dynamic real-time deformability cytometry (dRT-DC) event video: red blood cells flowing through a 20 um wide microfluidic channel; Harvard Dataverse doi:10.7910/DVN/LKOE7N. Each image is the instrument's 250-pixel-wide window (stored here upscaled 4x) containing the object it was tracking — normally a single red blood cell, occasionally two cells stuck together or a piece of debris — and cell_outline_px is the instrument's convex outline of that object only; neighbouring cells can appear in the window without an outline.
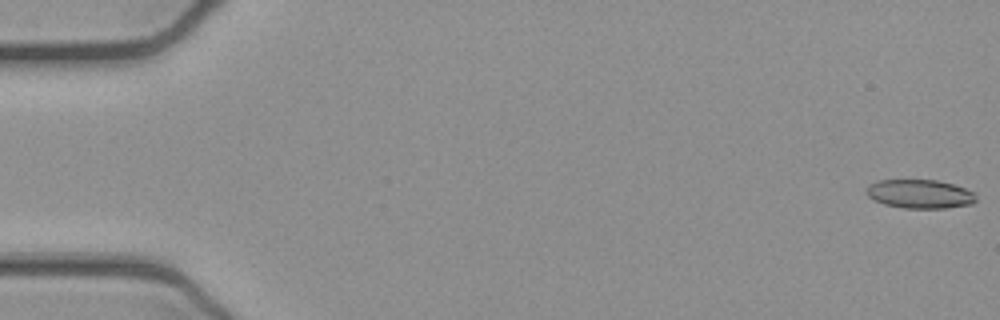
{"species": "common noctule bat (a hibernating species)", "species_latin": "Nyctalus noctula", "temperature_condition": "cold", "stored_images_in_passage": 53, "camera_frame_rate_fps": 3000, "um_per_image_px": 0.085, "animal": {"sex": "female", "body_mass_g": 21.9}, "frame": {"image": 1, "passage_image": 1, "time_ms": 0.0, "image_size_px": [1000, 320], "cell_outline_px": [[976, 200], [972, 204], [944, 208], [904, 208], [884, 204], [868, 196], [864, 192], [868, 184], [876, 180], [936, 180], [952, 184], [976, 192]], "centroid_in_image_um": [78.17, 16.48], "position_along_channel_um": 6.8, "area_um2": 18.5}}
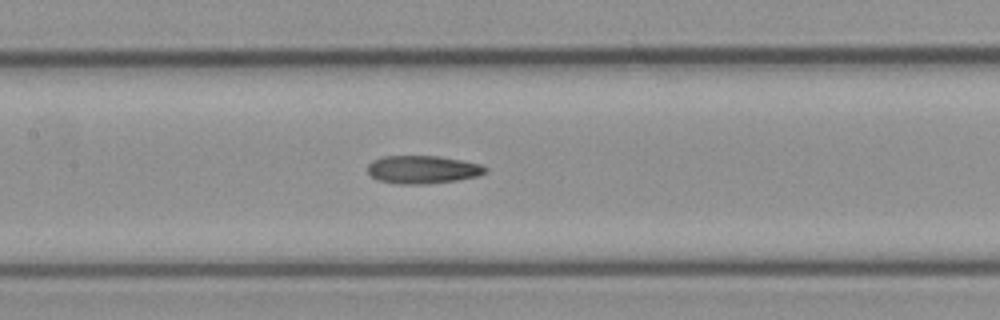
{"frame": {"image": 2, "passage_image": 25, "time_ms": 8.0, "image_size_px": [1000, 320], "cell_outline_px": [[488, 172], [480, 176], [456, 180], [428, 184], [396, 184], [376, 180], [368, 172], [368, 164], [372, 160], [380, 156], [440, 156], [480, 164], [488, 168]], "centroid_in_image_um": [35.92, 14.41], "position_along_channel_um": 171.5, "area_um2": 19.48}}
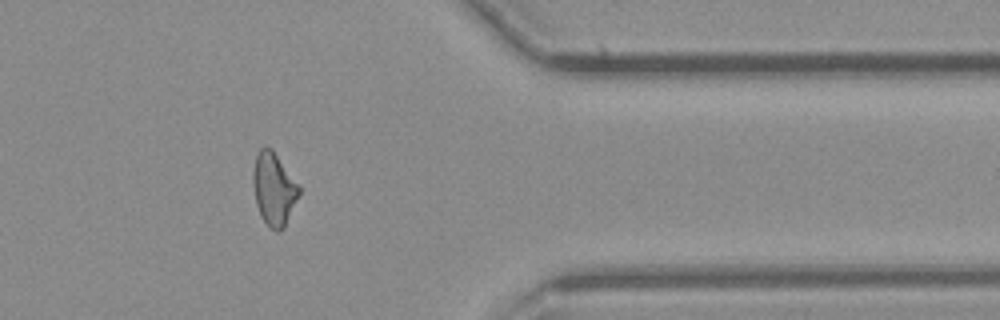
{"frame": {"image": 3, "passage_image": 43, "time_ms": 14.0, "image_size_px": [1000, 320], "cell_outline_px": [[300, 192], [284, 228], [280, 232], [276, 232], [268, 228], [260, 216], [256, 204], [252, 184], [252, 172], [256, 156], [260, 148], [264, 144], [272, 148], [300, 184]], "centroid_in_image_um": [23.27, 16.05], "position_along_channel_um": 388.1, "area_um2": 20.06}, "authors_computed_cell_mechanics": {"area_um2": 19.4786, "velocity_mm_per_s": 3.9236, "shape_relaxation_time_tau1_ms": null, "shape_relaxation_time_tau2_ms": 3.7796, "deformation_change_tau1": null, "deformation_change_tau2": 0.1297}}